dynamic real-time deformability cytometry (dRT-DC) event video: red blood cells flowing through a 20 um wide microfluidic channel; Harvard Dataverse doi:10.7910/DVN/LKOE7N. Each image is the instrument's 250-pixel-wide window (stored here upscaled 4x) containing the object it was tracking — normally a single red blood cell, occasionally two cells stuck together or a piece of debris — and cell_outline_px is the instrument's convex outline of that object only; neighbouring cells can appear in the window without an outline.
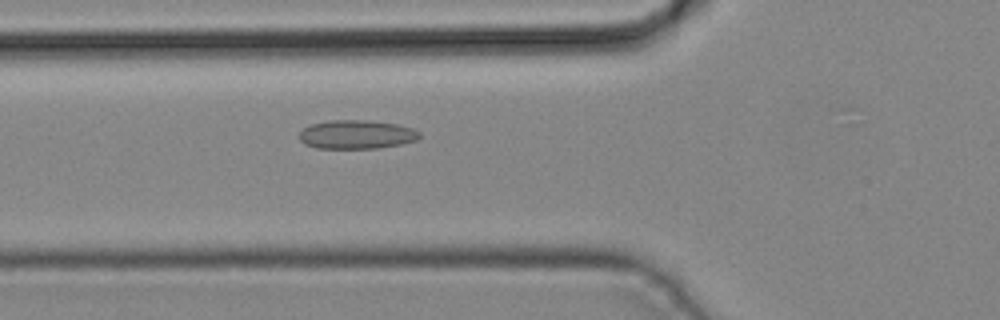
{"species": "common noctule bat (a hibernating species)", "species_latin": "Nyctalus noctula", "temperature_condition": "cold", "stored_images_in_passage": 15, "camera_frame_rate_fps": 3000, "um_per_image_px": 0.085, "animal": {"sex": "male", "body_mass_g": 19.2, "forearm_length_mm": 51.8}, "frame": {"image": 1, "passage_image": 4, "time_ms": 1.0, "image_size_px": [1000, 320], "cell_outline_px": [[420, 136], [416, 140], [400, 144], [380, 148], [316, 148], [304, 144], [300, 140], [300, 132], [304, 128], [312, 124], [328, 120], [368, 120], [396, 124], [412, 128], [420, 132]], "centroid_in_image_um": [30.3, 11.43], "position_along_channel_um": 95.5, "area_um2": 20.11}}
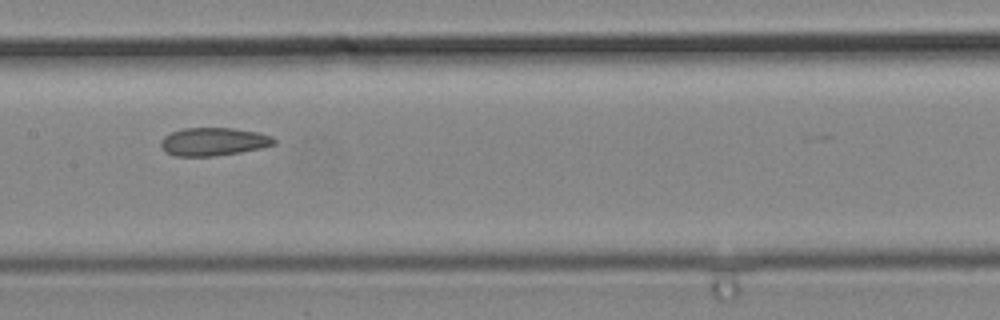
{"frame": {"image": 2, "passage_image": 10, "time_ms": 3.0, "image_size_px": [1000, 320], "cell_outline_px": [[276, 144], [260, 148], [240, 152], [216, 156], [172, 156], [160, 148], [160, 140], [164, 136], [172, 132], [184, 128], [232, 128], [260, 132], [272, 136], [276, 140]], "centroid_in_image_um": [18.14, 12.04], "position_along_channel_um": 189.3, "area_um2": 18.73}}
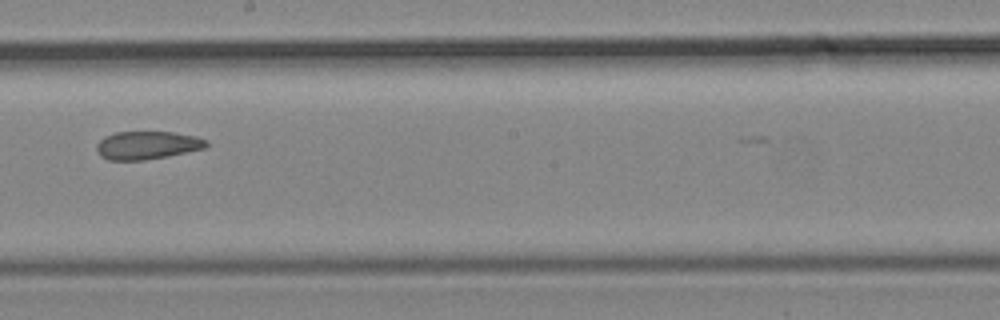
{"frame": {"image": 3, "passage_image": 13, "time_ms": 4.0, "image_size_px": [1000, 320], "cell_outline_px": [[208, 144], [204, 148], [168, 156], [144, 160], [108, 160], [100, 156], [96, 152], [96, 144], [104, 136], [116, 132], [172, 132], [196, 136], [208, 140]], "centroid_in_image_um": [12.48, 12.34], "position_along_channel_um": 235.7, "area_um2": 18.03}}